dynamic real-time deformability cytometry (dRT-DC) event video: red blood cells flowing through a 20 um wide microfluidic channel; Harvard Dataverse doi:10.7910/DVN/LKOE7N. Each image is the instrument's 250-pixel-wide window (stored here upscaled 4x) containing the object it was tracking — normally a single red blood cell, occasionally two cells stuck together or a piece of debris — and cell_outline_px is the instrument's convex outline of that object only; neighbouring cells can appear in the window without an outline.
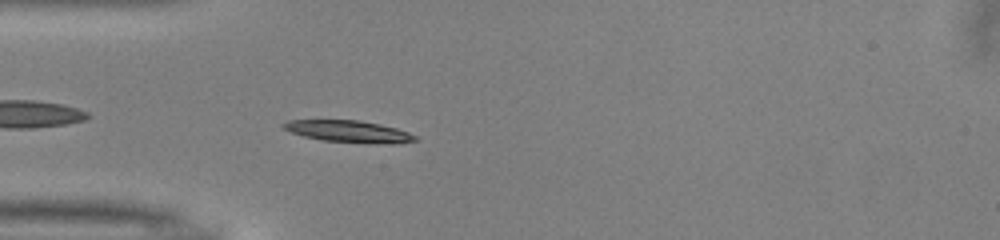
{"species": "common noctule bat (a hibernating species)", "species_latin": "Nyctalus noctula", "temperature_condition": "warm", "stored_images_in_passage": 40, "camera_frame_rate_fps": 3000, "um_per_image_px": 0.085, "animal": {"sex": "male", "body_mass_g": 13.0, "forearm_length_mm": 53.1}, "frame": {"image": 1, "passage_image": 4, "time_ms": 1.0, "image_size_px": [1000, 240], "cell_outline_px": [[420, 140], [396, 144], [376, 144], [324, 140], [304, 136], [292, 132], [284, 128], [280, 124], [288, 120], [360, 120], [380, 124], [396, 128], [408, 132], [416, 136]], "centroid_in_image_um": [29.71, 11.17], "position_along_channel_um": 55.3, "area_um2": 16.82}}
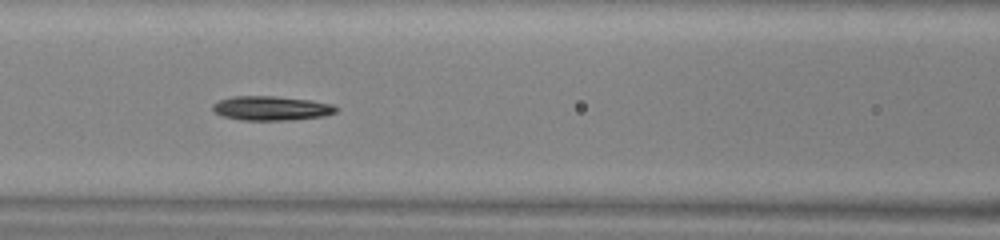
{"frame": {"image": 2, "passage_image": 11, "time_ms": 3.333, "image_size_px": [1000, 240], "cell_outline_px": [[340, 108], [336, 112], [324, 116], [288, 120], [244, 120], [224, 116], [216, 112], [212, 108], [212, 104], [220, 100], [232, 96], [276, 96], [312, 100], [332, 104]], "centroid_in_image_um": [23.11, 9.19], "position_along_channel_um": 143.5, "area_um2": 17.46}}
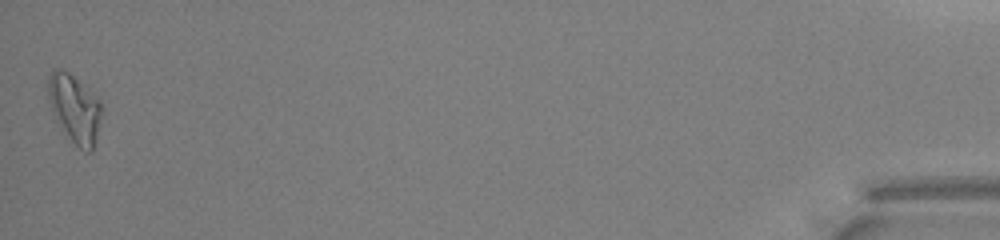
{"frame": {"image": 3, "passage_image": 40, "time_ms": 13.0, "image_size_px": [1000, 240], "cell_outline_px": [[104, 108], [100, 124], [92, 152], [84, 152], [68, 136], [56, 120], [48, 100], [48, 76], [52, 68], [60, 68], [68, 72], [84, 84], [100, 100]], "centroid_in_image_um": [6.37, 9.2], "position_along_channel_um": 428.8, "area_um2": 21.5}, "authors_computed_cell_mechanics": {"area_um2": 16.8776, "velocity_mm_per_s": 3.9926, "shape_relaxation_time_tau1_ms": 6.1557, "shape_relaxation_time_tau2_ms": 11.2904, "deformation_change_tau1": 0.2267, "deformation_change_tau2": 0.2262}}